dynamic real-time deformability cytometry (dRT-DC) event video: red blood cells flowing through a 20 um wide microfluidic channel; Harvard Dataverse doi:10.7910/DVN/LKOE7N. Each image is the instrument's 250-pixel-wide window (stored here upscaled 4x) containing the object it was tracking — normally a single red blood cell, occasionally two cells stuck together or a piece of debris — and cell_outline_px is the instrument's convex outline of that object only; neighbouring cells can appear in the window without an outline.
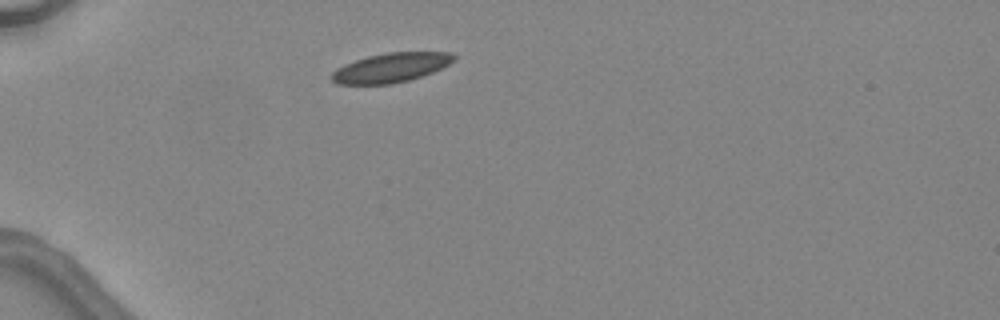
{"species": "common noctule bat (a hibernating species)", "species_latin": "Nyctalus noctula", "temperature_condition": "warm", "stored_images_in_passage": 2, "camera_frame_rate_fps": 3000, "um_per_image_px": 0.085, "animal": {"sex": "female", "body_mass_g": 24.6, "forearm_length_mm": 56.2}, "frame": {"image": 1, "passage_image": 1, "time_ms": 0.0, "image_size_px": [1000, 320], "cell_outline_px": [[456, 60], [432, 72], [408, 80], [392, 84], [336, 84], [332, 80], [332, 72], [336, 68], [344, 64], [368, 56], [388, 52], [452, 52], [456, 56]], "centroid_in_image_um": [33.22, 5.74], "position_along_channel_um": 51.8, "area_um2": 20.81}}